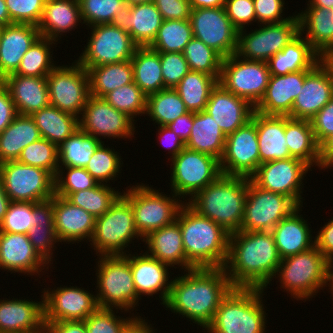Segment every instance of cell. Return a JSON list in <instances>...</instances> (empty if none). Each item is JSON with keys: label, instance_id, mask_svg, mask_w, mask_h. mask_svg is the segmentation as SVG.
I'll return each mask as SVG.
<instances>
[{"label": "cell", "instance_id": "obj_1", "mask_svg": "<svg viewBox=\"0 0 333 333\" xmlns=\"http://www.w3.org/2000/svg\"><path fill=\"white\" fill-rule=\"evenodd\" d=\"M232 288L224 268H193L172 279L164 306L205 331L222 299Z\"/></svg>", "mask_w": 333, "mask_h": 333}, {"label": "cell", "instance_id": "obj_2", "mask_svg": "<svg viewBox=\"0 0 333 333\" xmlns=\"http://www.w3.org/2000/svg\"><path fill=\"white\" fill-rule=\"evenodd\" d=\"M280 262L271 231H238L229 235L224 269L233 288L267 289Z\"/></svg>", "mask_w": 333, "mask_h": 333}, {"label": "cell", "instance_id": "obj_3", "mask_svg": "<svg viewBox=\"0 0 333 333\" xmlns=\"http://www.w3.org/2000/svg\"><path fill=\"white\" fill-rule=\"evenodd\" d=\"M176 221L181 228L186 260L193 268H224L230 235L227 231L199 215L186 202Z\"/></svg>", "mask_w": 333, "mask_h": 333}, {"label": "cell", "instance_id": "obj_4", "mask_svg": "<svg viewBox=\"0 0 333 333\" xmlns=\"http://www.w3.org/2000/svg\"><path fill=\"white\" fill-rule=\"evenodd\" d=\"M249 178L220 175L186 203L229 234L241 231Z\"/></svg>", "mask_w": 333, "mask_h": 333}, {"label": "cell", "instance_id": "obj_5", "mask_svg": "<svg viewBox=\"0 0 333 333\" xmlns=\"http://www.w3.org/2000/svg\"><path fill=\"white\" fill-rule=\"evenodd\" d=\"M264 289L232 288L222 299L207 333H266Z\"/></svg>", "mask_w": 333, "mask_h": 333}, {"label": "cell", "instance_id": "obj_6", "mask_svg": "<svg viewBox=\"0 0 333 333\" xmlns=\"http://www.w3.org/2000/svg\"><path fill=\"white\" fill-rule=\"evenodd\" d=\"M99 258V259H98ZM96 278L98 291L95 293L100 309H114L116 314L128 313L139 306L142 298L137 294L130 266V253L127 255L97 257ZM119 309V310H118ZM124 310V311H123ZM128 311V312H127Z\"/></svg>", "mask_w": 333, "mask_h": 333}, {"label": "cell", "instance_id": "obj_7", "mask_svg": "<svg viewBox=\"0 0 333 333\" xmlns=\"http://www.w3.org/2000/svg\"><path fill=\"white\" fill-rule=\"evenodd\" d=\"M331 263L314 245L310 249L281 259L274 278H278L291 297L307 301L324 290Z\"/></svg>", "mask_w": 333, "mask_h": 333}, {"label": "cell", "instance_id": "obj_8", "mask_svg": "<svg viewBox=\"0 0 333 333\" xmlns=\"http://www.w3.org/2000/svg\"><path fill=\"white\" fill-rule=\"evenodd\" d=\"M136 238L143 241L135 227L131 204L121 195L107 212L96 217L90 244L97 256L127 255L125 249Z\"/></svg>", "mask_w": 333, "mask_h": 333}, {"label": "cell", "instance_id": "obj_9", "mask_svg": "<svg viewBox=\"0 0 333 333\" xmlns=\"http://www.w3.org/2000/svg\"><path fill=\"white\" fill-rule=\"evenodd\" d=\"M122 195L130 202L135 227L142 238L149 233L173 223L179 210L185 204L173 192L171 195L162 194L152 186L144 183L128 186ZM172 197V198H171Z\"/></svg>", "mask_w": 333, "mask_h": 333}, {"label": "cell", "instance_id": "obj_10", "mask_svg": "<svg viewBox=\"0 0 333 333\" xmlns=\"http://www.w3.org/2000/svg\"><path fill=\"white\" fill-rule=\"evenodd\" d=\"M170 160V189L179 199L189 197V201L222 175L219 159L186 147Z\"/></svg>", "mask_w": 333, "mask_h": 333}, {"label": "cell", "instance_id": "obj_11", "mask_svg": "<svg viewBox=\"0 0 333 333\" xmlns=\"http://www.w3.org/2000/svg\"><path fill=\"white\" fill-rule=\"evenodd\" d=\"M238 31L236 55L249 61L267 62L300 34L298 15L289 20L259 25L249 33Z\"/></svg>", "mask_w": 333, "mask_h": 333}, {"label": "cell", "instance_id": "obj_12", "mask_svg": "<svg viewBox=\"0 0 333 333\" xmlns=\"http://www.w3.org/2000/svg\"><path fill=\"white\" fill-rule=\"evenodd\" d=\"M92 29L87 45L76 60L84 68L120 63L132 59L138 47L118 23L87 27ZM90 38V39H89Z\"/></svg>", "mask_w": 333, "mask_h": 333}, {"label": "cell", "instance_id": "obj_13", "mask_svg": "<svg viewBox=\"0 0 333 333\" xmlns=\"http://www.w3.org/2000/svg\"><path fill=\"white\" fill-rule=\"evenodd\" d=\"M3 188L13 202H48L55 195V176L16 161L0 164Z\"/></svg>", "mask_w": 333, "mask_h": 333}, {"label": "cell", "instance_id": "obj_14", "mask_svg": "<svg viewBox=\"0 0 333 333\" xmlns=\"http://www.w3.org/2000/svg\"><path fill=\"white\" fill-rule=\"evenodd\" d=\"M299 207L291 197L260 188L249 178L241 231H271Z\"/></svg>", "mask_w": 333, "mask_h": 333}, {"label": "cell", "instance_id": "obj_15", "mask_svg": "<svg viewBox=\"0 0 333 333\" xmlns=\"http://www.w3.org/2000/svg\"><path fill=\"white\" fill-rule=\"evenodd\" d=\"M72 65H58L47 75L50 105L80 117L90 97L87 70L76 60Z\"/></svg>", "mask_w": 333, "mask_h": 333}, {"label": "cell", "instance_id": "obj_16", "mask_svg": "<svg viewBox=\"0 0 333 333\" xmlns=\"http://www.w3.org/2000/svg\"><path fill=\"white\" fill-rule=\"evenodd\" d=\"M270 76L267 62L249 61L233 54L223 59L218 83L255 107L265 94Z\"/></svg>", "mask_w": 333, "mask_h": 333}, {"label": "cell", "instance_id": "obj_17", "mask_svg": "<svg viewBox=\"0 0 333 333\" xmlns=\"http://www.w3.org/2000/svg\"><path fill=\"white\" fill-rule=\"evenodd\" d=\"M310 170L312 168L304 161L290 157L261 163L250 179L258 187L291 197L303 206V180Z\"/></svg>", "mask_w": 333, "mask_h": 333}, {"label": "cell", "instance_id": "obj_18", "mask_svg": "<svg viewBox=\"0 0 333 333\" xmlns=\"http://www.w3.org/2000/svg\"><path fill=\"white\" fill-rule=\"evenodd\" d=\"M193 37L227 58L237 51L238 30L232 25L224 7L191 9Z\"/></svg>", "mask_w": 333, "mask_h": 333}, {"label": "cell", "instance_id": "obj_19", "mask_svg": "<svg viewBox=\"0 0 333 333\" xmlns=\"http://www.w3.org/2000/svg\"><path fill=\"white\" fill-rule=\"evenodd\" d=\"M135 124L131 117L112 107L105 99L92 95L79 117V129L100 140L102 137L131 140Z\"/></svg>", "mask_w": 333, "mask_h": 333}, {"label": "cell", "instance_id": "obj_20", "mask_svg": "<svg viewBox=\"0 0 333 333\" xmlns=\"http://www.w3.org/2000/svg\"><path fill=\"white\" fill-rule=\"evenodd\" d=\"M61 286L42 290L44 323L84 321L99 308L96 295L90 291L77 286Z\"/></svg>", "mask_w": 333, "mask_h": 333}, {"label": "cell", "instance_id": "obj_21", "mask_svg": "<svg viewBox=\"0 0 333 333\" xmlns=\"http://www.w3.org/2000/svg\"><path fill=\"white\" fill-rule=\"evenodd\" d=\"M259 167V143L256 124L250 120L226 136L220 159L222 174L250 178Z\"/></svg>", "mask_w": 333, "mask_h": 333}, {"label": "cell", "instance_id": "obj_22", "mask_svg": "<svg viewBox=\"0 0 333 333\" xmlns=\"http://www.w3.org/2000/svg\"><path fill=\"white\" fill-rule=\"evenodd\" d=\"M48 209L54 216L56 235L61 243L90 242L96 217L58 195L48 201Z\"/></svg>", "mask_w": 333, "mask_h": 333}, {"label": "cell", "instance_id": "obj_23", "mask_svg": "<svg viewBox=\"0 0 333 333\" xmlns=\"http://www.w3.org/2000/svg\"><path fill=\"white\" fill-rule=\"evenodd\" d=\"M333 97V81L327 68L318 62L306 77L300 94L293 102L292 119L311 120Z\"/></svg>", "mask_w": 333, "mask_h": 333}, {"label": "cell", "instance_id": "obj_24", "mask_svg": "<svg viewBox=\"0 0 333 333\" xmlns=\"http://www.w3.org/2000/svg\"><path fill=\"white\" fill-rule=\"evenodd\" d=\"M48 268L49 265L35 251L27 234L0 232L1 270H8L11 274H38V277L45 269L48 271Z\"/></svg>", "mask_w": 333, "mask_h": 333}, {"label": "cell", "instance_id": "obj_25", "mask_svg": "<svg viewBox=\"0 0 333 333\" xmlns=\"http://www.w3.org/2000/svg\"><path fill=\"white\" fill-rule=\"evenodd\" d=\"M205 111L228 136L251 120L254 107L244 98L226 90L220 83L212 89Z\"/></svg>", "mask_w": 333, "mask_h": 333}, {"label": "cell", "instance_id": "obj_26", "mask_svg": "<svg viewBox=\"0 0 333 333\" xmlns=\"http://www.w3.org/2000/svg\"><path fill=\"white\" fill-rule=\"evenodd\" d=\"M41 297L39 302L0 299V333H45L43 294Z\"/></svg>", "mask_w": 333, "mask_h": 333}, {"label": "cell", "instance_id": "obj_27", "mask_svg": "<svg viewBox=\"0 0 333 333\" xmlns=\"http://www.w3.org/2000/svg\"><path fill=\"white\" fill-rule=\"evenodd\" d=\"M306 70L286 75H271L266 91L254 111L262 115L288 116L294 100L300 94Z\"/></svg>", "mask_w": 333, "mask_h": 333}, {"label": "cell", "instance_id": "obj_28", "mask_svg": "<svg viewBox=\"0 0 333 333\" xmlns=\"http://www.w3.org/2000/svg\"><path fill=\"white\" fill-rule=\"evenodd\" d=\"M130 266L137 294L140 297L145 295L153 297L159 292L161 305H164L169 297L172 284V280L169 281L168 272L171 266L160 262L146 252L140 253V255L130 254Z\"/></svg>", "mask_w": 333, "mask_h": 333}, {"label": "cell", "instance_id": "obj_29", "mask_svg": "<svg viewBox=\"0 0 333 333\" xmlns=\"http://www.w3.org/2000/svg\"><path fill=\"white\" fill-rule=\"evenodd\" d=\"M39 37L36 25L13 23L3 27L0 35V81L16 72L23 55Z\"/></svg>", "mask_w": 333, "mask_h": 333}, {"label": "cell", "instance_id": "obj_30", "mask_svg": "<svg viewBox=\"0 0 333 333\" xmlns=\"http://www.w3.org/2000/svg\"><path fill=\"white\" fill-rule=\"evenodd\" d=\"M1 82L8 89L18 114L32 115L50 105L47 76L11 74Z\"/></svg>", "mask_w": 333, "mask_h": 333}, {"label": "cell", "instance_id": "obj_31", "mask_svg": "<svg viewBox=\"0 0 333 333\" xmlns=\"http://www.w3.org/2000/svg\"><path fill=\"white\" fill-rule=\"evenodd\" d=\"M251 120L257 129L259 165L291 157L285 138L286 116L262 115L254 111Z\"/></svg>", "mask_w": 333, "mask_h": 333}, {"label": "cell", "instance_id": "obj_32", "mask_svg": "<svg viewBox=\"0 0 333 333\" xmlns=\"http://www.w3.org/2000/svg\"><path fill=\"white\" fill-rule=\"evenodd\" d=\"M143 242L147 245L145 251L147 254L160 262L166 263L171 268L175 265L184 270L193 269L187 262L182 242V234L179 223L175 220L173 223L166 225L158 230L149 233Z\"/></svg>", "mask_w": 333, "mask_h": 333}, {"label": "cell", "instance_id": "obj_33", "mask_svg": "<svg viewBox=\"0 0 333 333\" xmlns=\"http://www.w3.org/2000/svg\"><path fill=\"white\" fill-rule=\"evenodd\" d=\"M300 206L290 216L283 218L272 230L274 242L281 259L299 254L315 245L310 224L300 215Z\"/></svg>", "mask_w": 333, "mask_h": 333}, {"label": "cell", "instance_id": "obj_34", "mask_svg": "<svg viewBox=\"0 0 333 333\" xmlns=\"http://www.w3.org/2000/svg\"><path fill=\"white\" fill-rule=\"evenodd\" d=\"M80 23L83 24L78 0H46L37 28L40 36L58 42Z\"/></svg>", "mask_w": 333, "mask_h": 333}, {"label": "cell", "instance_id": "obj_35", "mask_svg": "<svg viewBox=\"0 0 333 333\" xmlns=\"http://www.w3.org/2000/svg\"><path fill=\"white\" fill-rule=\"evenodd\" d=\"M163 17L154 2L128 7L118 24L128 31L138 47L152 44L163 23Z\"/></svg>", "mask_w": 333, "mask_h": 333}, {"label": "cell", "instance_id": "obj_36", "mask_svg": "<svg viewBox=\"0 0 333 333\" xmlns=\"http://www.w3.org/2000/svg\"><path fill=\"white\" fill-rule=\"evenodd\" d=\"M300 34L321 56L333 50V8L306 7L299 12ZM305 31V32H304Z\"/></svg>", "mask_w": 333, "mask_h": 333}, {"label": "cell", "instance_id": "obj_37", "mask_svg": "<svg viewBox=\"0 0 333 333\" xmlns=\"http://www.w3.org/2000/svg\"><path fill=\"white\" fill-rule=\"evenodd\" d=\"M318 62L320 55L309 42L299 34L280 52L267 61L271 75H286L291 72L310 70Z\"/></svg>", "mask_w": 333, "mask_h": 333}, {"label": "cell", "instance_id": "obj_38", "mask_svg": "<svg viewBox=\"0 0 333 333\" xmlns=\"http://www.w3.org/2000/svg\"><path fill=\"white\" fill-rule=\"evenodd\" d=\"M40 138L33 118L30 115L18 114L0 133V164L18 160L22 150Z\"/></svg>", "mask_w": 333, "mask_h": 333}, {"label": "cell", "instance_id": "obj_39", "mask_svg": "<svg viewBox=\"0 0 333 333\" xmlns=\"http://www.w3.org/2000/svg\"><path fill=\"white\" fill-rule=\"evenodd\" d=\"M285 138L291 157L304 161L310 167L315 165L320 168L319 144L310 120L286 116Z\"/></svg>", "mask_w": 333, "mask_h": 333}, {"label": "cell", "instance_id": "obj_40", "mask_svg": "<svg viewBox=\"0 0 333 333\" xmlns=\"http://www.w3.org/2000/svg\"><path fill=\"white\" fill-rule=\"evenodd\" d=\"M225 141V134L205 110L195 113L192 131L185 143L186 148L212 155L220 160Z\"/></svg>", "mask_w": 333, "mask_h": 333}, {"label": "cell", "instance_id": "obj_41", "mask_svg": "<svg viewBox=\"0 0 333 333\" xmlns=\"http://www.w3.org/2000/svg\"><path fill=\"white\" fill-rule=\"evenodd\" d=\"M41 138H45L58 147L77 130H79V118L63 112L55 106L49 105L30 115Z\"/></svg>", "mask_w": 333, "mask_h": 333}, {"label": "cell", "instance_id": "obj_42", "mask_svg": "<svg viewBox=\"0 0 333 333\" xmlns=\"http://www.w3.org/2000/svg\"><path fill=\"white\" fill-rule=\"evenodd\" d=\"M134 83L148 96L164 89L160 54L149 46L137 47L131 59Z\"/></svg>", "mask_w": 333, "mask_h": 333}, {"label": "cell", "instance_id": "obj_43", "mask_svg": "<svg viewBox=\"0 0 333 333\" xmlns=\"http://www.w3.org/2000/svg\"><path fill=\"white\" fill-rule=\"evenodd\" d=\"M89 76L90 95L103 98L107 93L133 82L131 60L85 68Z\"/></svg>", "mask_w": 333, "mask_h": 333}, {"label": "cell", "instance_id": "obj_44", "mask_svg": "<svg viewBox=\"0 0 333 333\" xmlns=\"http://www.w3.org/2000/svg\"><path fill=\"white\" fill-rule=\"evenodd\" d=\"M218 80L211 75L189 71L174 88L189 112L205 110L210 93Z\"/></svg>", "mask_w": 333, "mask_h": 333}, {"label": "cell", "instance_id": "obj_45", "mask_svg": "<svg viewBox=\"0 0 333 333\" xmlns=\"http://www.w3.org/2000/svg\"><path fill=\"white\" fill-rule=\"evenodd\" d=\"M102 142L80 129L77 130L58 147V166L85 168Z\"/></svg>", "mask_w": 333, "mask_h": 333}, {"label": "cell", "instance_id": "obj_46", "mask_svg": "<svg viewBox=\"0 0 333 333\" xmlns=\"http://www.w3.org/2000/svg\"><path fill=\"white\" fill-rule=\"evenodd\" d=\"M188 112L174 88H165L147 96L145 115L158 126H167Z\"/></svg>", "mask_w": 333, "mask_h": 333}, {"label": "cell", "instance_id": "obj_47", "mask_svg": "<svg viewBox=\"0 0 333 333\" xmlns=\"http://www.w3.org/2000/svg\"><path fill=\"white\" fill-rule=\"evenodd\" d=\"M53 44H57L56 41L40 36L23 55L14 74L31 77L47 76L57 66L55 61H52Z\"/></svg>", "mask_w": 333, "mask_h": 333}, {"label": "cell", "instance_id": "obj_48", "mask_svg": "<svg viewBox=\"0 0 333 333\" xmlns=\"http://www.w3.org/2000/svg\"><path fill=\"white\" fill-rule=\"evenodd\" d=\"M48 210V202H13L11 201L3 221L0 232L27 234L40 217Z\"/></svg>", "mask_w": 333, "mask_h": 333}, {"label": "cell", "instance_id": "obj_49", "mask_svg": "<svg viewBox=\"0 0 333 333\" xmlns=\"http://www.w3.org/2000/svg\"><path fill=\"white\" fill-rule=\"evenodd\" d=\"M110 184L98 183L95 187L71 193L66 199L83 208L94 217L107 212L123 192L115 191Z\"/></svg>", "mask_w": 333, "mask_h": 333}, {"label": "cell", "instance_id": "obj_50", "mask_svg": "<svg viewBox=\"0 0 333 333\" xmlns=\"http://www.w3.org/2000/svg\"><path fill=\"white\" fill-rule=\"evenodd\" d=\"M193 38L190 20H164L157 36L149 46L158 52L182 53Z\"/></svg>", "mask_w": 333, "mask_h": 333}, {"label": "cell", "instance_id": "obj_51", "mask_svg": "<svg viewBox=\"0 0 333 333\" xmlns=\"http://www.w3.org/2000/svg\"><path fill=\"white\" fill-rule=\"evenodd\" d=\"M81 17L86 27L100 24L118 23L127 11L124 0H78Z\"/></svg>", "mask_w": 333, "mask_h": 333}, {"label": "cell", "instance_id": "obj_52", "mask_svg": "<svg viewBox=\"0 0 333 333\" xmlns=\"http://www.w3.org/2000/svg\"><path fill=\"white\" fill-rule=\"evenodd\" d=\"M182 53L190 71L211 75L219 81L224 58L218 52L193 37Z\"/></svg>", "mask_w": 333, "mask_h": 333}, {"label": "cell", "instance_id": "obj_53", "mask_svg": "<svg viewBox=\"0 0 333 333\" xmlns=\"http://www.w3.org/2000/svg\"><path fill=\"white\" fill-rule=\"evenodd\" d=\"M121 157L114 148L106 147L103 141L91 156L85 169L97 183L107 184L110 183L109 180L112 181L119 177L117 175L121 173L123 166Z\"/></svg>", "mask_w": 333, "mask_h": 333}, {"label": "cell", "instance_id": "obj_54", "mask_svg": "<svg viewBox=\"0 0 333 333\" xmlns=\"http://www.w3.org/2000/svg\"><path fill=\"white\" fill-rule=\"evenodd\" d=\"M27 236L35 251L39 256L49 265L53 264V252L55 243L60 242L55 231L54 216L48 209L38 220V222L32 226Z\"/></svg>", "mask_w": 333, "mask_h": 333}, {"label": "cell", "instance_id": "obj_55", "mask_svg": "<svg viewBox=\"0 0 333 333\" xmlns=\"http://www.w3.org/2000/svg\"><path fill=\"white\" fill-rule=\"evenodd\" d=\"M105 99L112 107L124 112L134 121L137 115L146 113L147 95L134 83L121 86L109 93Z\"/></svg>", "mask_w": 333, "mask_h": 333}, {"label": "cell", "instance_id": "obj_56", "mask_svg": "<svg viewBox=\"0 0 333 333\" xmlns=\"http://www.w3.org/2000/svg\"><path fill=\"white\" fill-rule=\"evenodd\" d=\"M58 155L59 151L56 144L45 138H40L24 148L17 161L25 165L42 168L56 176L59 169Z\"/></svg>", "mask_w": 333, "mask_h": 333}, {"label": "cell", "instance_id": "obj_57", "mask_svg": "<svg viewBox=\"0 0 333 333\" xmlns=\"http://www.w3.org/2000/svg\"><path fill=\"white\" fill-rule=\"evenodd\" d=\"M97 184L85 168L59 167L55 176V195L67 198L71 193L93 188Z\"/></svg>", "mask_w": 333, "mask_h": 333}, {"label": "cell", "instance_id": "obj_58", "mask_svg": "<svg viewBox=\"0 0 333 333\" xmlns=\"http://www.w3.org/2000/svg\"><path fill=\"white\" fill-rule=\"evenodd\" d=\"M123 318L115 314V309L98 308L85 320L87 333H122L125 327L136 317ZM133 317V318H132Z\"/></svg>", "mask_w": 333, "mask_h": 333}, {"label": "cell", "instance_id": "obj_59", "mask_svg": "<svg viewBox=\"0 0 333 333\" xmlns=\"http://www.w3.org/2000/svg\"><path fill=\"white\" fill-rule=\"evenodd\" d=\"M11 24L38 25L46 0H5Z\"/></svg>", "mask_w": 333, "mask_h": 333}, {"label": "cell", "instance_id": "obj_60", "mask_svg": "<svg viewBox=\"0 0 333 333\" xmlns=\"http://www.w3.org/2000/svg\"><path fill=\"white\" fill-rule=\"evenodd\" d=\"M165 88H175L190 71L183 53L159 52Z\"/></svg>", "mask_w": 333, "mask_h": 333}, {"label": "cell", "instance_id": "obj_61", "mask_svg": "<svg viewBox=\"0 0 333 333\" xmlns=\"http://www.w3.org/2000/svg\"><path fill=\"white\" fill-rule=\"evenodd\" d=\"M224 9L232 25L238 31L257 21L253 0H226Z\"/></svg>", "mask_w": 333, "mask_h": 333}, {"label": "cell", "instance_id": "obj_62", "mask_svg": "<svg viewBox=\"0 0 333 333\" xmlns=\"http://www.w3.org/2000/svg\"><path fill=\"white\" fill-rule=\"evenodd\" d=\"M254 9L256 14L257 25L281 22L283 20H289V17L284 16L283 10L285 9L284 0H253Z\"/></svg>", "mask_w": 333, "mask_h": 333}, {"label": "cell", "instance_id": "obj_63", "mask_svg": "<svg viewBox=\"0 0 333 333\" xmlns=\"http://www.w3.org/2000/svg\"><path fill=\"white\" fill-rule=\"evenodd\" d=\"M316 141L320 145L333 133V97L310 120Z\"/></svg>", "mask_w": 333, "mask_h": 333}, {"label": "cell", "instance_id": "obj_64", "mask_svg": "<svg viewBox=\"0 0 333 333\" xmlns=\"http://www.w3.org/2000/svg\"><path fill=\"white\" fill-rule=\"evenodd\" d=\"M163 20H187L190 18L189 0H154Z\"/></svg>", "mask_w": 333, "mask_h": 333}, {"label": "cell", "instance_id": "obj_65", "mask_svg": "<svg viewBox=\"0 0 333 333\" xmlns=\"http://www.w3.org/2000/svg\"><path fill=\"white\" fill-rule=\"evenodd\" d=\"M18 112L8 89L0 81V133L16 118Z\"/></svg>", "mask_w": 333, "mask_h": 333}, {"label": "cell", "instance_id": "obj_66", "mask_svg": "<svg viewBox=\"0 0 333 333\" xmlns=\"http://www.w3.org/2000/svg\"><path fill=\"white\" fill-rule=\"evenodd\" d=\"M320 228L314 237L315 246L333 264V217Z\"/></svg>", "mask_w": 333, "mask_h": 333}, {"label": "cell", "instance_id": "obj_67", "mask_svg": "<svg viewBox=\"0 0 333 333\" xmlns=\"http://www.w3.org/2000/svg\"><path fill=\"white\" fill-rule=\"evenodd\" d=\"M158 138L164 146H167L168 153H170V159L176 157L185 147L186 144L182 139L172 132L168 126H158ZM165 143V144H164Z\"/></svg>", "mask_w": 333, "mask_h": 333}, {"label": "cell", "instance_id": "obj_68", "mask_svg": "<svg viewBox=\"0 0 333 333\" xmlns=\"http://www.w3.org/2000/svg\"><path fill=\"white\" fill-rule=\"evenodd\" d=\"M194 115L195 112H188L167 125L169 129L179 136L184 143H186L190 137L194 122Z\"/></svg>", "mask_w": 333, "mask_h": 333}, {"label": "cell", "instance_id": "obj_69", "mask_svg": "<svg viewBox=\"0 0 333 333\" xmlns=\"http://www.w3.org/2000/svg\"><path fill=\"white\" fill-rule=\"evenodd\" d=\"M45 333H87L84 321H58L45 323Z\"/></svg>", "mask_w": 333, "mask_h": 333}, {"label": "cell", "instance_id": "obj_70", "mask_svg": "<svg viewBox=\"0 0 333 333\" xmlns=\"http://www.w3.org/2000/svg\"><path fill=\"white\" fill-rule=\"evenodd\" d=\"M146 319L141 316H136L122 331V333H156L150 323L148 324Z\"/></svg>", "mask_w": 333, "mask_h": 333}, {"label": "cell", "instance_id": "obj_71", "mask_svg": "<svg viewBox=\"0 0 333 333\" xmlns=\"http://www.w3.org/2000/svg\"><path fill=\"white\" fill-rule=\"evenodd\" d=\"M320 169L333 159V133L319 145Z\"/></svg>", "mask_w": 333, "mask_h": 333}, {"label": "cell", "instance_id": "obj_72", "mask_svg": "<svg viewBox=\"0 0 333 333\" xmlns=\"http://www.w3.org/2000/svg\"><path fill=\"white\" fill-rule=\"evenodd\" d=\"M226 0H189L191 9L224 7Z\"/></svg>", "mask_w": 333, "mask_h": 333}, {"label": "cell", "instance_id": "obj_73", "mask_svg": "<svg viewBox=\"0 0 333 333\" xmlns=\"http://www.w3.org/2000/svg\"><path fill=\"white\" fill-rule=\"evenodd\" d=\"M10 198L6 194L3 188V182L0 175V223L3 221L4 216L7 212L8 206L10 204Z\"/></svg>", "mask_w": 333, "mask_h": 333}, {"label": "cell", "instance_id": "obj_74", "mask_svg": "<svg viewBox=\"0 0 333 333\" xmlns=\"http://www.w3.org/2000/svg\"><path fill=\"white\" fill-rule=\"evenodd\" d=\"M320 61L329 71L333 81V50L325 52L320 56Z\"/></svg>", "mask_w": 333, "mask_h": 333}, {"label": "cell", "instance_id": "obj_75", "mask_svg": "<svg viewBox=\"0 0 333 333\" xmlns=\"http://www.w3.org/2000/svg\"><path fill=\"white\" fill-rule=\"evenodd\" d=\"M11 24L8 8L5 0H0V25L6 26Z\"/></svg>", "mask_w": 333, "mask_h": 333}, {"label": "cell", "instance_id": "obj_76", "mask_svg": "<svg viewBox=\"0 0 333 333\" xmlns=\"http://www.w3.org/2000/svg\"><path fill=\"white\" fill-rule=\"evenodd\" d=\"M308 3L307 7L333 8V0H309Z\"/></svg>", "mask_w": 333, "mask_h": 333}, {"label": "cell", "instance_id": "obj_77", "mask_svg": "<svg viewBox=\"0 0 333 333\" xmlns=\"http://www.w3.org/2000/svg\"><path fill=\"white\" fill-rule=\"evenodd\" d=\"M325 285H326L325 287H329L328 289H330L332 297H333V264H331V266H330V268L328 270V274H327V279H326Z\"/></svg>", "mask_w": 333, "mask_h": 333}, {"label": "cell", "instance_id": "obj_78", "mask_svg": "<svg viewBox=\"0 0 333 333\" xmlns=\"http://www.w3.org/2000/svg\"><path fill=\"white\" fill-rule=\"evenodd\" d=\"M128 7L138 5V4H144V3H151L154 2V0H124Z\"/></svg>", "mask_w": 333, "mask_h": 333}, {"label": "cell", "instance_id": "obj_79", "mask_svg": "<svg viewBox=\"0 0 333 333\" xmlns=\"http://www.w3.org/2000/svg\"><path fill=\"white\" fill-rule=\"evenodd\" d=\"M332 169L333 168V159L324 167V169L323 170H325V169Z\"/></svg>", "mask_w": 333, "mask_h": 333}, {"label": "cell", "instance_id": "obj_80", "mask_svg": "<svg viewBox=\"0 0 333 333\" xmlns=\"http://www.w3.org/2000/svg\"><path fill=\"white\" fill-rule=\"evenodd\" d=\"M4 26L0 25V35H1V31L3 29Z\"/></svg>", "mask_w": 333, "mask_h": 333}]
</instances>
